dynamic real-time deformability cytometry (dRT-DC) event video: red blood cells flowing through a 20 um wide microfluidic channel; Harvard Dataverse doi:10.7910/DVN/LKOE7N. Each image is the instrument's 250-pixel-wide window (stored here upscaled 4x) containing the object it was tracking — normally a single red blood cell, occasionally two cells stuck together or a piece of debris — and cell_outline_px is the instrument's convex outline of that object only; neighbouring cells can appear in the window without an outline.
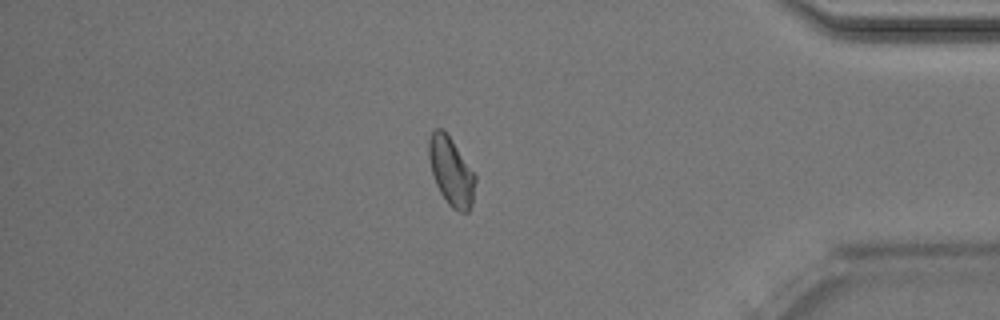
{"species": "Egyptian fruit bat (a non-hibernating species)", "species_latin": "Rousettus aegyptiacus", "temperature_condition": "room temperature", "stored_images_in_passage": 50, "camera_frame_rate_fps": 3000, "um_per_image_px": 0.085, "animal": {"sex": "male"}, "frame": {"image": 1, "passage_image": 43, "time_ms": 14.0, "image_size_px": [1000, 320], "cell_outline_px": [[476, 180], [472, 204], [468, 212], [460, 212], [452, 208], [448, 204], [440, 192], [436, 184], [432, 172], [428, 156], [428, 140], [432, 132], [436, 128], [440, 128], [452, 140], [476, 176]], "centroid_in_image_um": [38.34, 14.59], "position_along_channel_um": 396.9, "area_um2": 18.26}, "authors_computed_cell_mechanics": {"area_um2": 18.7272, "velocity_mm_per_s": 4.0073, "shape_relaxation_time_tau1_ms": null, "shape_relaxation_time_tau2_ms": 2.3341, "deformation_change_tau1": null, "deformation_change_tau2": 0.0562}}